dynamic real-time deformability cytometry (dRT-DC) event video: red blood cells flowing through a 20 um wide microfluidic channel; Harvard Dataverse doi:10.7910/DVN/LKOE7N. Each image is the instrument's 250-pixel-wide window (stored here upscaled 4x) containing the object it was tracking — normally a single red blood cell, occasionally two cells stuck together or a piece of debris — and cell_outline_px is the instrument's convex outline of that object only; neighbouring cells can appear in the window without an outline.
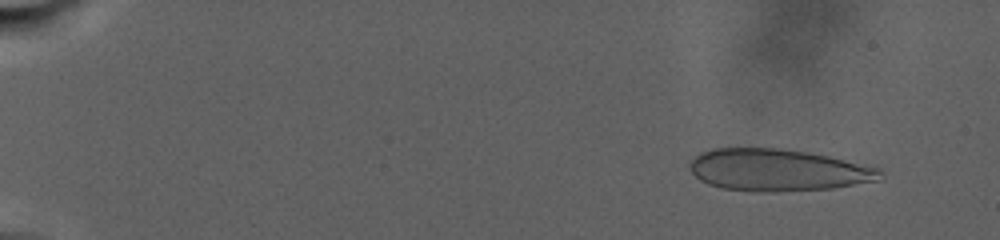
{"species": "human", "species_latin": "Homo sapiens", "temperature_condition": "warm", "stored_images_in_passage": 47, "camera_frame_rate_fps": 3000, "um_per_image_px": 0.085, "donor": {"sex": "male"}, "frame": {"image": 1, "passage_image": 4, "time_ms": 2.333, "image_size_px": [1000, 240], "cell_outline_px": [[884, 176], [880, 180], [832, 188], [776, 192], [760, 192], [720, 188], [708, 184], [700, 180], [692, 172], [688, 164], [700, 152], [712, 148], [780, 148], [808, 152], [828, 156], [880, 168], [884, 172]], "centroid_in_image_um": [66.12, 14.46], "position_along_channel_um": 18.9, "area_um2": 46.82}}
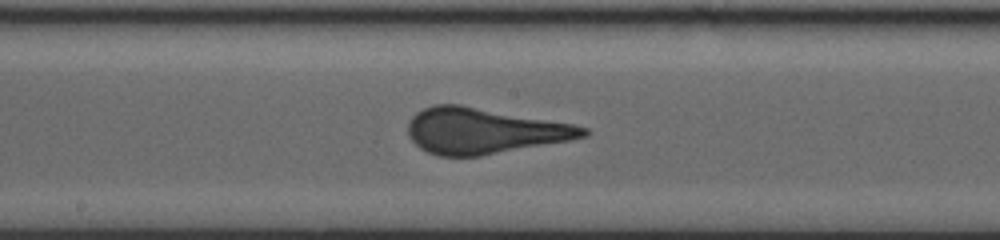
{"frame": {"image": 2, "passage_image": 21, "time_ms": 17.333, "image_size_px": [1000, 240], "cell_outline_px": [[588, 136], [572, 140], [480, 156], [436, 156], [420, 148], [408, 136], [408, 120], [416, 112], [424, 108], [436, 104], [460, 104], [572, 124], [588, 128]], "centroid_in_image_um": [41.11, 11.13], "position_along_channel_um": 207.1, "area_um2": 46.7}}
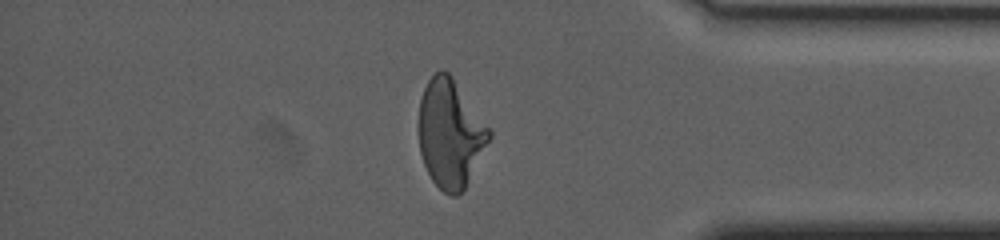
{"frame": {"image": 3, "passage_image": 38, "time_ms": 26.333, "image_size_px": [1000, 240], "cell_outline_px": [[492, 136], [464, 188], [456, 196], [452, 196], [444, 192], [432, 180], [424, 164], [420, 152], [416, 124], [420, 100], [424, 88], [428, 80], [440, 68], [448, 72], [452, 76], [492, 132]], "centroid_in_image_um": [38.23, 11.33], "position_along_channel_um": 397.0, "area_um2": 44.33}}